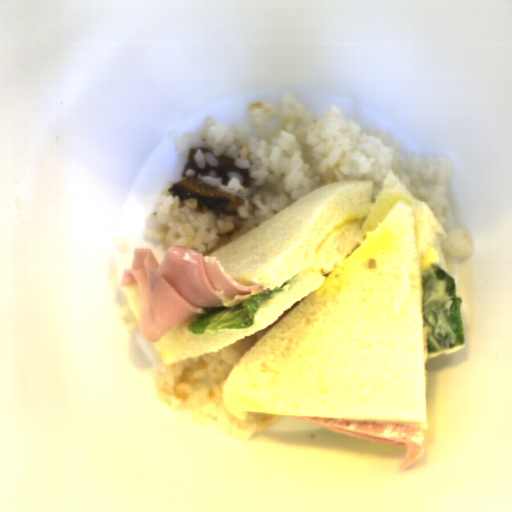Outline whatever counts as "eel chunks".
I'll return each mask as SVG.
<instances>
[{"mask_svg":"<svg viewBox=\"0 0 512 512\" xmlns=\"http://www.w3.org/2000/svg\"><path fill=\"white\" fill-rule=\"evenodd\" d=\"M197 150L213 151L207 146L191 149L187 162L180 173L181 179L168 188V192L171 195L178 196L180 200L194 198L198 201V207L232 217L237 216L238 208L243 206V199L237 198L216 187L203 184L198 179V175L207 177L211 171H214L216 176L220 177L221 184L227 186L230 182L228 172H239L242 176L241 185L245 188L251 184L249 170L238 167L234 159L225 154L218 155V166H210L208 163H205L206 167H198L195 161Z\"/></svg>","mask_w":512,"mask_h":512,"instance_id":"4dd315ae","label":"eel chunks"}]
</instances>
